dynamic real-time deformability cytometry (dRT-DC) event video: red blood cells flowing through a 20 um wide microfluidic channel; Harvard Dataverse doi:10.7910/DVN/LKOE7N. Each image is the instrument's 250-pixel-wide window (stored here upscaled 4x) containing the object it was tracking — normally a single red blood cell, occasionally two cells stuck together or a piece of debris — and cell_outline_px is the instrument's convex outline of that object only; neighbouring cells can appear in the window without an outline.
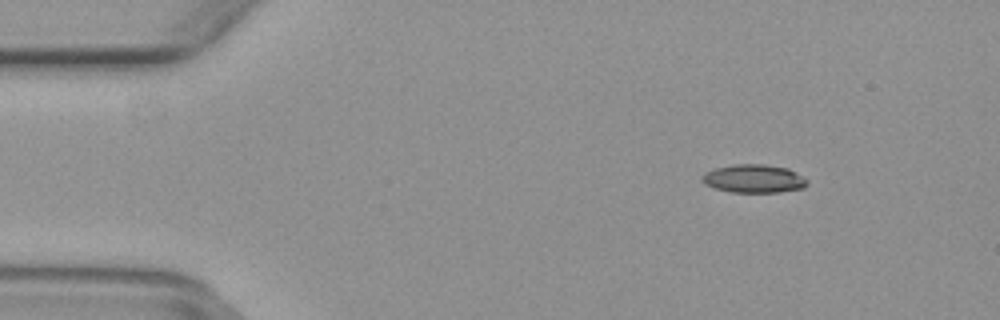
{"species": "common noctule bat (a hibernating species)", "species_latin": "Nyctalus noctula", "temperature_condition": "warm", "stored_images_in_passage": 44, "camera_frame_rate_fps": 3000, "um_per_image_px": 0.085, "animal": {"sex": "female", "body_mass_g": 29.2, "forearm_length_mm": 56.3}, "frame": {"image": 1, "passage_image": 1, "time_ms": 0.0, "image_size_px": [1000, 320], "cell_outline_px": [[808, 184], [804, 188], [780, 192], [732, 192], [716, 188], [704, 184], [700, 180], [700, 176], [704, 172], [716, 168], [732, 164], [764, 164], [788, 168], [808, 180]], "centroid_in_image_um": [64.05, 15.18], "position_along_channel_um": 20.9, "area_um2": 17.46}}
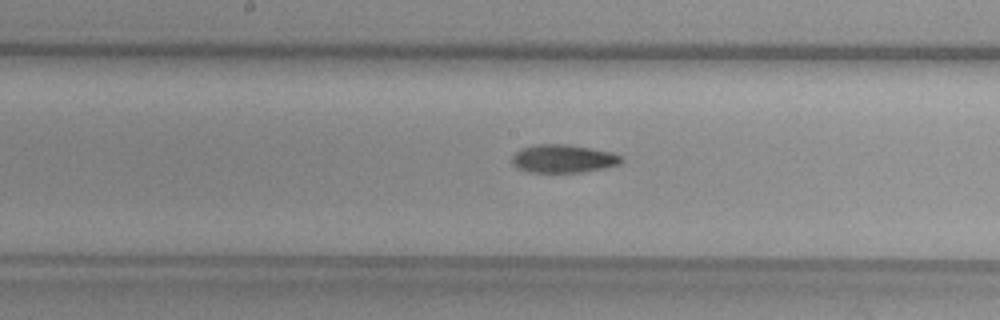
{"frame": {"image": 2, "passage_image": 20, "time_ms": 6.333, "image_size_px": [1000, 320], "cell_outline_px": [[624, 160], [620, 164], [580, 172], [528, 172], [516, 168], [512, 164], [512, 156], [520, 148], [536, 144], [568, 144], [612, 152], [620, 156]], "centroid_in_image_um": [47.83, 13.48], "position_along_channel_um": 200.4, "area_um2": 17.92}}
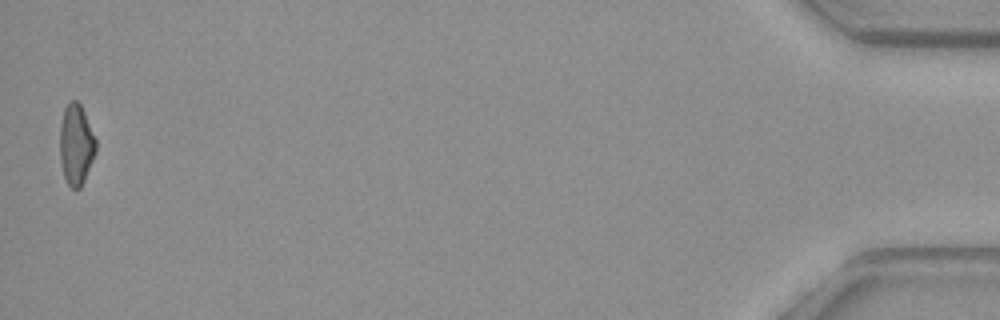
{"frame": {"image": 3, "passage_image": 44, "time_ms": 14.333, "image_size_px": [1000, 320], "cell_outline_px": [[96, 152], [84, 180], [80, 188], [72, 188], [68, 184], [64, 176], [60, 160], [60, 124], [64, 108], [68, 100], [76, 100], [80, 104], [84, 112], [96, 140]], "centroid_in_image_um": [6.46, 12.26], "position_along_channel_um": 428.7, "area_um2": 16.88}}